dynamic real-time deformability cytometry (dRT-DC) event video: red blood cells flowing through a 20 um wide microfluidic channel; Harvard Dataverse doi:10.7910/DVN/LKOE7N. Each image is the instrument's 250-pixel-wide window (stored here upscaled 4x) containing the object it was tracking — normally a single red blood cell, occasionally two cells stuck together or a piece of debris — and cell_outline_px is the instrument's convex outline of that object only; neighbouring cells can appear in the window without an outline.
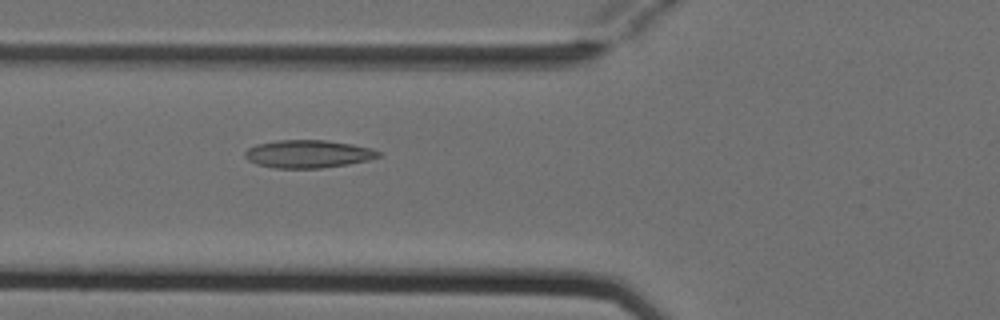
{"species": "Egyptian fruit bat (a non-hibernating species)", "species_latin": "Rousettus aegyptiacus", "temperature_condition": "cold", "stored_images_in_passage": 2, "camera_frame_rate_fps": 3000, "um_per_image_px": 0.085, "animal": {"sex": "female"}, "frame": {"image": 1, "passage_image": 2, "time_ms": 0.333, "image_size_px": [1000, 320], "cell_outline_px": [[380, 156], [368, 160], [348, 164], [320, 168], [276, 168], [256, 164], [248, 160], [244, 156], [244, 152], [248, 148], [256, 144], [276, 140], [324, 140], [352, 144], [372, 148], [380, 152]], "centroid_in_image_um": [26.16, 13.08], "position_along_channel_um": 99.6, "area_um2": 21.68}}